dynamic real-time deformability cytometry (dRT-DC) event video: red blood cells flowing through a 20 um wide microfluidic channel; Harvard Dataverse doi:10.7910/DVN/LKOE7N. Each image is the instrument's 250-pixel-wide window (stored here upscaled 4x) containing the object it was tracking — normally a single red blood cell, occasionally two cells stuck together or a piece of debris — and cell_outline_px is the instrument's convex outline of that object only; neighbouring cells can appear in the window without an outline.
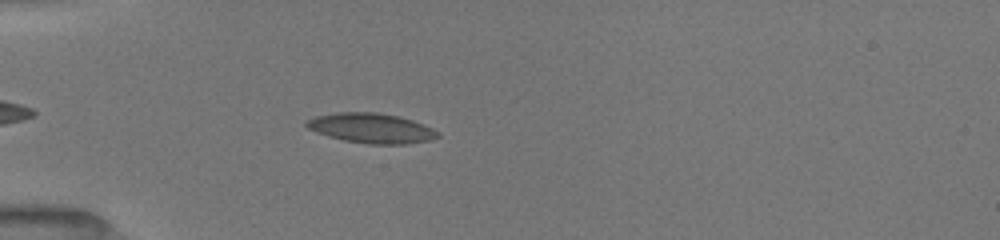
{"species": "common noctule bat (a hibernating species)", "species_latin": "Nyctalus noctula", "temperature_condition": "room temperature", "stored_images_in_passage": 14, "camera_frame_rate_fps": 3000, "um_per_image_px": 0.085, "animal": {"sex": "female", "body_mass_g": 19.5, "forearm_length_mm": 54.1}, "frame": {"image": 1, "passage_image": 11, "time_ms": 2.0, "image_size_px": [1000, 240], "cell_outline_px": [[440, 136], [428, 140], [408, 144], [368, 144], [344, 140], [328, 136], [316, 132], [308, 128], [304, 124], [304, 120], [316, 116], [340, 112], [376, 112], [396, 116], [412, 120], [432, 128], [440, 132]], "centroid_in_image_um": [31.54, 10.89], "position_along_channel_um": 53.5, "area_um2": 22.77}}